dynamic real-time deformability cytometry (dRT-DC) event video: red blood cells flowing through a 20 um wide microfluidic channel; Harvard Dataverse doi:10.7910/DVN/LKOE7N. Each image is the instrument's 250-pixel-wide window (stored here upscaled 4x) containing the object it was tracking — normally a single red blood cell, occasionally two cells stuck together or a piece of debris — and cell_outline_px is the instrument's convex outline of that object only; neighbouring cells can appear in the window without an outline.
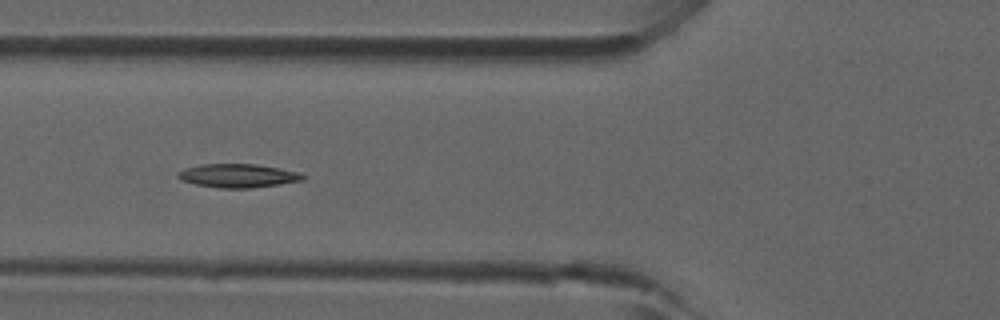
{"species": "common noctule bat (a hibernating species)", "species_latin": "Nyctalus noctula", "temperature_condition": "room temperature", "stored_images_in_passage": 5, "camera_frame_rate_fps": 3000, "um_per_image_px": 0.085, "animal": {"sex": "male", "forearm_length_mm": 52.5}, "frame": {"image": 1, "passage_image": 5, "time_ms": 1.333, "image_size_px": [1000, 320], "cell_outline_px": [[308, 176], [304, 180], [280, 184], [252, 188], [220, 188], [196, 184], [180, 180], [176, 176], [176, 172], [184, 168], [200, 164], [256, 164], [280, 168], [300, 172]], "centroid_in_image_um": [20.23, 14.93], "position_along_channel_um": 105.6, "area_um2": 17.46}}